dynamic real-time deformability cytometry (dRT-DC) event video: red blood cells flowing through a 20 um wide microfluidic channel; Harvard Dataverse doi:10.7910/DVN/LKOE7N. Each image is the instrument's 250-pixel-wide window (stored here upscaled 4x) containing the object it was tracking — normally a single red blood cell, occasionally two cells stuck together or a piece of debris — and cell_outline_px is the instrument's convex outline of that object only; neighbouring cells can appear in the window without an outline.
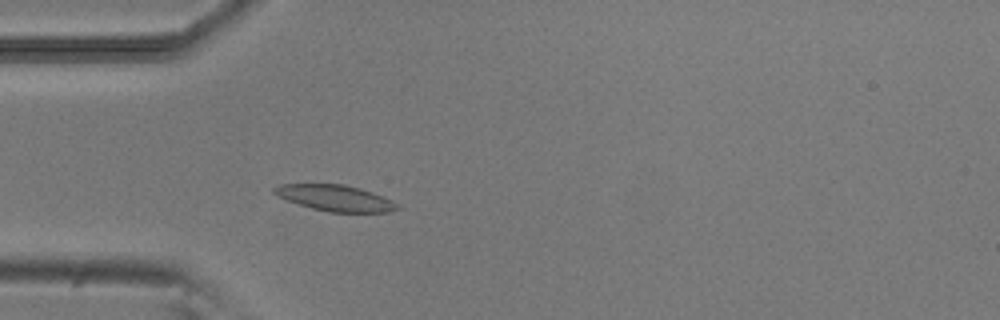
{"species": "common noctule bat (a hibernating species)", "species_latin": "Nyctalus noctula", "temperature_condition": "room temperature", "stored_images_in_passage": 51, "camera_frame_rate_fps": 3000, "um_per_image_px": 0.085, "animal": {"sex": "male", "body_mass_g": 20.5, "forearm_length_mm": 52.5}, "frame": {"image": 1, "passage_image": 14, "time_ms": 4.333, "image_size_px": [1000, 320], "cell_outline_px": [[400, 208], [388, 212], [328, 212], [312, 208], [276, 196], [272, 192], [272, 188], [280, 184], [344, 184], [360, 188], [372, 192], [392, 200]], "centroid_in_image_um": [28.47, 16.82], "position_along_channel_um": 56.5, "area_um2": 18.61}}
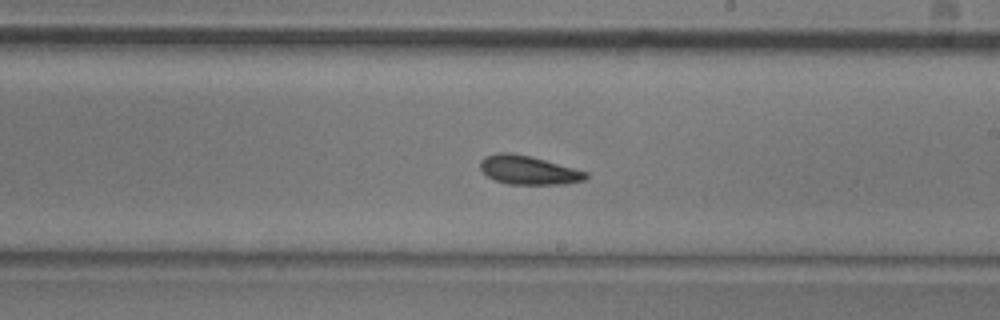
{"frame": {"image": 2, "passage_image": 29, "time_ms": 9.333, "image_size_px": [1000, 320], "cell_outline_px": [[588, 180], [568, 184], [508, 184], [496, 180], [488, 176], [480, 168], [480, 160], [484, 156], [500, 152], [512, 152], [532, 156], [588, 172]], "centroid_in_image_um": [44.95, 14.45], "position_along_channel_um": 244.0, "area_um2": 17.92}}
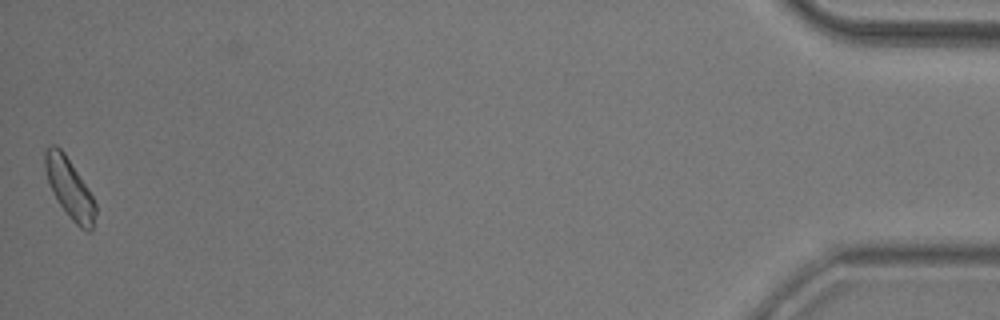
{"frame": {"image": 3, "passage_image": 51, "time_ms": 16.667, "image_size_px": [1000, 320], "cell_outline_px": [[96, 212], [92, 232], [88, 232], [80, 228], [68, 216], [56, 200], [48, 180], [44, 168], [44, 152], [52, 144], [56, 144], [64, 152], [88, 188], [96, 204]], "centroid_in_image_um": [5.92, 16.02], "position_along_channel_um": 429.3, "area_um2": 17.63}, "authors_computed_cell_mechanics": {"area_um2": 17.8024, "velocity_mm_per_s": 3.8332, "shape_relaxation_time_tau1_ms": 10.0626, "shape_relaxation_time_tau2_ms": 3.6247, "deformation_change_tau1": 0.183, "deformation_change_tau2": 0.1114}}